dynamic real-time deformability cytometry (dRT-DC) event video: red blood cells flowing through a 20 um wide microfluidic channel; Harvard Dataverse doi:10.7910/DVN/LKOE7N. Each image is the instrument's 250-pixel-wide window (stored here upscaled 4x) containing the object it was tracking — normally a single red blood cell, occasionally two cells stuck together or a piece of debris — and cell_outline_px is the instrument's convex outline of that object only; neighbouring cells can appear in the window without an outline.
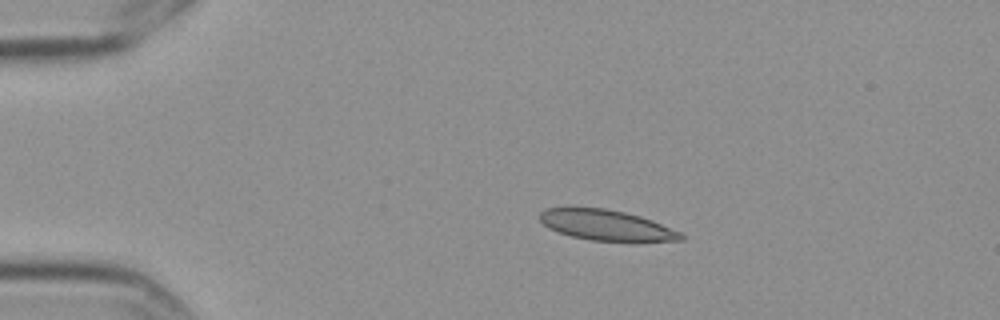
{"species": "Egyptian fruit bat (a non-hibernating species)", "species_latin": "Rousettus aegyptiacus", "temperature_condition": "cold", "stored_images_in_passage": 5, "camera_frame_rate_fps": 3000, "um_per_image_px": 0.085, "frame": {"image": 1, "passage_image": 2, "time_ms": 0.333, "image_size_px": [1000, 320], "cell_outline_px": [[684, 240], [636, 244], [588, 240], [572, 236], [548, 228], [536, 216], [544, 208], [604, 208], [624, 212], [640, 216], [652, 220], [680, 232], [684, 236]], "centroid_in_image_um": [51.61, 19.19], "position_along_channel_um": 33.4, "area_um2": 25.95}}
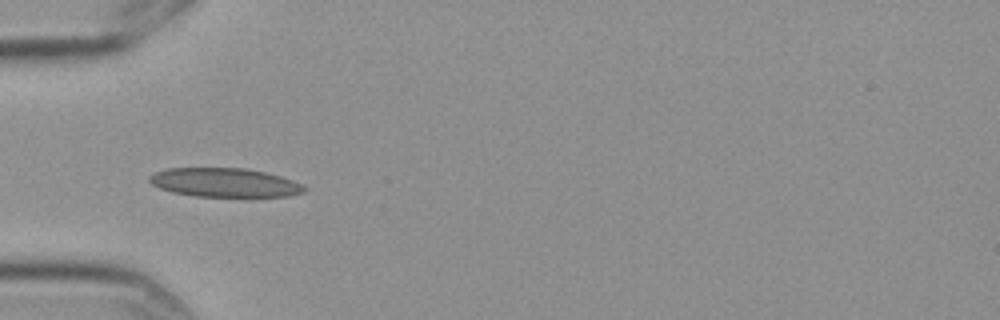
{"frame": {"image": 2, "passage_image": 4, "time_ms": 1.0, "image_size_px": [1000, 320], "cell_outline_px": [[308, 188], [304, 192], [288, 196], [196, 196], [172, 192], [160, 188], [152, 184], [148, 180], [148, 176], [156, 172], [168, 168], [244, 168], [264, 172], [280, 176], [292, 180]], "centroid_in_image_um": [19.07, 15.51], "position_along_channel_um": 65.9, "area_um2": 25.89}}
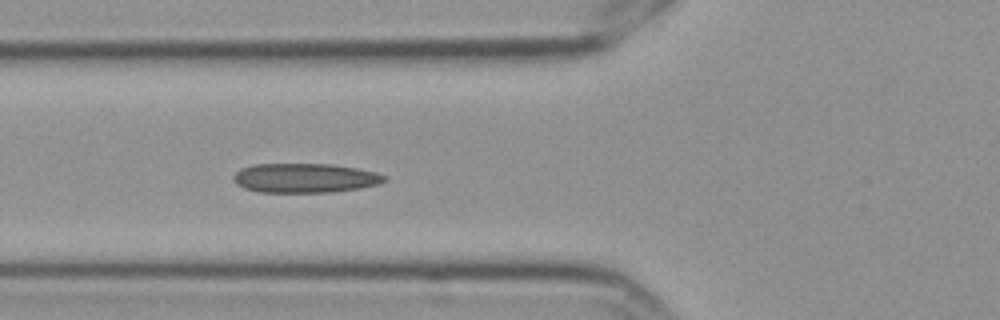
{"frame": {"image": 3, "passage_image": 5, "time_ms": 1.333, "image_size_px": [1000, 320], "cell_outline_px": [[388, 176], [380, 184], [360, 188], [332, 192], [256, 192], [244, 188], [236, 184], [232, 180], [232, 176], [240, 168], [252, 164], [332, 164], [356, 168], [376, 172]], "centroid_in_image_um": [25.88, 15.13], "position_along_channel_um": 99.9, "area_um2": 26.07}}